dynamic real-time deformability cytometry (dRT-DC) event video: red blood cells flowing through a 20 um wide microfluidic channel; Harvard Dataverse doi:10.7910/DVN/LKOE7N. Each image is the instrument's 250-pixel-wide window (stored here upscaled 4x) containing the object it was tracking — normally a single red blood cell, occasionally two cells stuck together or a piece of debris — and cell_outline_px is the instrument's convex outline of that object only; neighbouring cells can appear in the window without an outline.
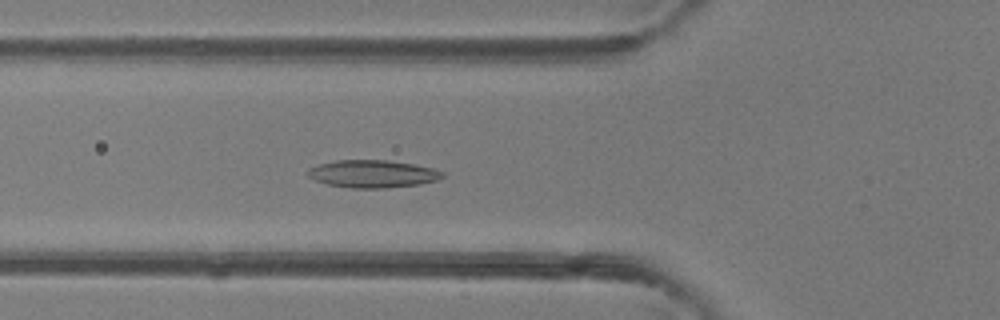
{"species": "common noctule bat (a hibernating species)", "species_latin": "Nyctalus noctula", "temperature_condition": "room temperature", "stored_images_in_passage": 37, "camera_frame_rate_fps": 3000, "um_per_image_px": 0.085, "animal": {"sex": "female"}, "frame": {"image": 1, "passage_image": 8, "time_ms": 2.333, "image_size_px": [1000, 320], "cell_outline_px": [[444, 176], [436, 180], [420, 184], [384, 188], [352, 188], [328, 184], [316, 180], [308, 176], [308, 168], [320, 164], [336, 160], [388, 160], [416, 164], [432, 168], [444, 172]], "centroid_in_image_um": [31.7, 14.77], "position_along_channel_um": 94.1, "area_um2": 21.56}}
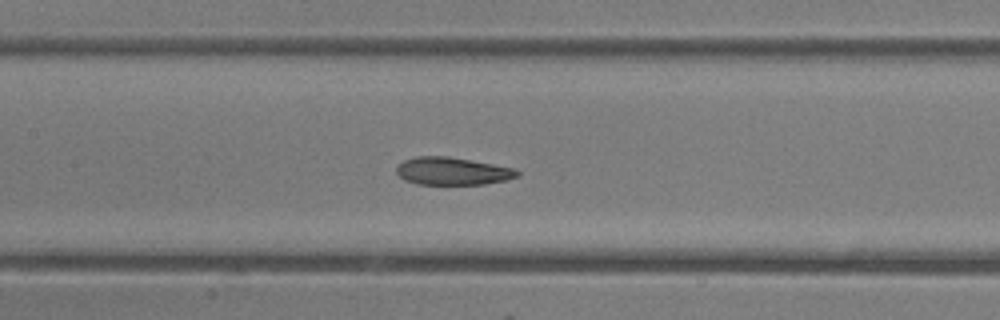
{"frame": {"image": 2, "passage_image": 13, "time_ms": 4.0, "image_size_px": [1000, 320], "cell_outline_px": [[520, 176], [508, 180], [484, 184], [416, 184], [404, 180], [396, 172], [396, 168], [404, 160], [416, 156], [448, 156], [516, 168], [520, 172]], "centroid_in_image_um": [38.49, 14.55], "position_along_channel_um": 168.9, "area_um2": 19.59}}
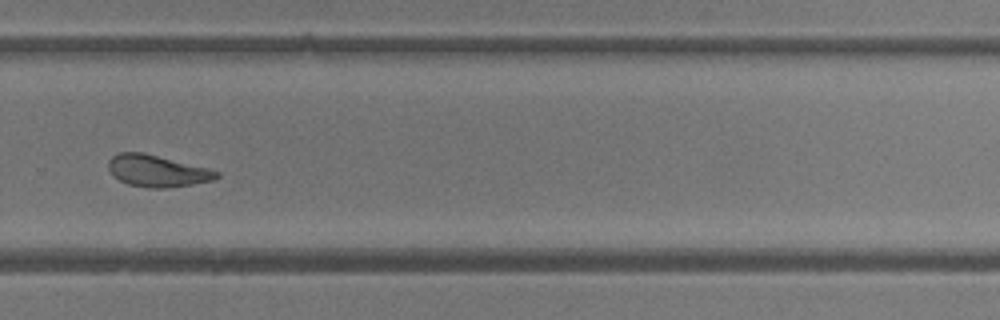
{"frame": {"image": 3, "passage_image": 23, "time_ms": 7.333, "image_size_px": [1000, 320], "cell_outline_px": [[220, 176], [212, 180], [192, 184], [164, 188], [148, 188], [128, 184], [120, 180], [108, 168], [108, 160], [112, 156], [120, 152], [144, 152], [208, 168], [220, 172]], "centroid_in_image_um": [13.36, 14.52], "position_along_channel_um": 316.4, "area_um2": 19.88}, "authors_computed_cell_mechanics": {"area_um2": 21.0392, "velocity_mm_per_s": 4.4488, "shape_relaxation_time_tau1_ms": 9.2483, "shape_relaxation_time_tau2_ms": 1.988, "deformation_change_tau1": 0.2157, "deformation_change_tau2": 0.093}}